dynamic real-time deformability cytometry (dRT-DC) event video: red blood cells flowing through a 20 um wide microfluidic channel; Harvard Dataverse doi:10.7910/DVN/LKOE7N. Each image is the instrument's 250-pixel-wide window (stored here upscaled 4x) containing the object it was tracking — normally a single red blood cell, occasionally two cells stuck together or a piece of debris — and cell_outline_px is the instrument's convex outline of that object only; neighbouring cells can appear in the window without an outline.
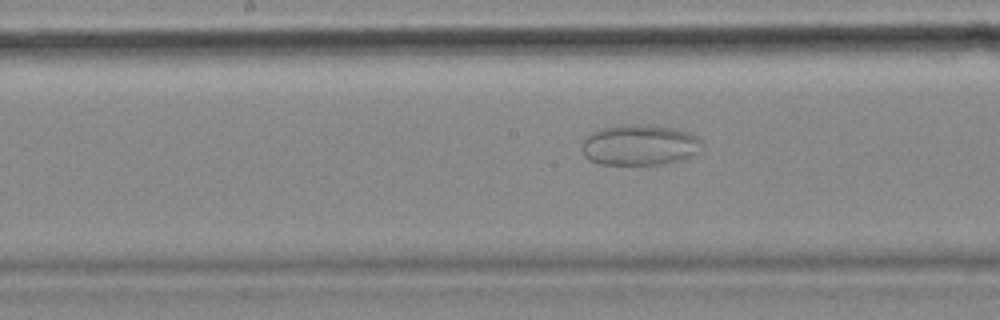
{"species": "common noctule bat (a hibernating species)", "species_latin": "Nyctalus noctula", "temperature_condition": "cold", "stored_images_in_passage": 57, "camera_frame_rate_fps": 3000, "um_per_image_px": 0.085, "animal": {"sex": "female", "body_mass_g": 18.4}, "frame": {"image": 1, "passage_image": 29, "time_ms": 9.333, "image_size_px": [1000, 320], "cell_outline_px": [[700, 140], [696, 152], [688, 156], [676, 160], [660, 164], [600, 164], [584, 156], [584, 140], [592, 132], [600, 128], [620, 124], [644, 124], [672, 128], [688, 132], [696, 136]], "centroid_in_image_um": [54.31, 12.3], "position_along_channel_um": 193.9, "area_um2": 27.8}}
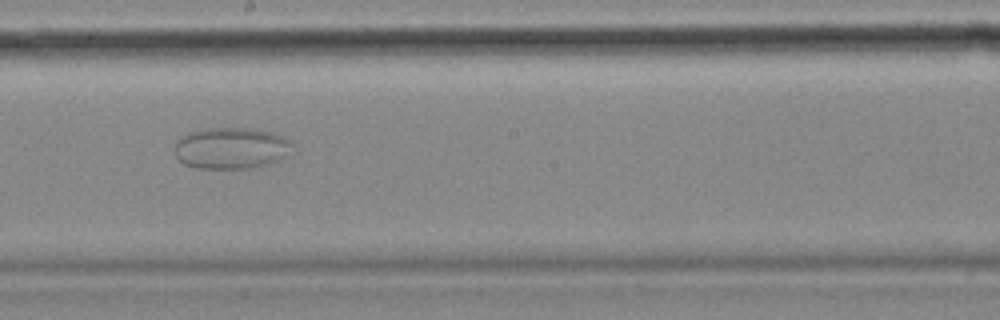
{"frame": {"image": 2, "passage_image": 32, "time_ms": 10.333, "image_size_px": [1000, 320], "cell_outline_px": [[292, 144], [276, 160], [264, 164], [248, 168], [196, 168], [184, 164], [176, 156], [176, 144], [180, 136], [188, 132], [208, 128], [252, 128], [272, 132], [288, 140]], "centroid_in_image_um": [19.54, 12.57], "position_along_channel_um": 228.7, "area_um2": 27.69}}